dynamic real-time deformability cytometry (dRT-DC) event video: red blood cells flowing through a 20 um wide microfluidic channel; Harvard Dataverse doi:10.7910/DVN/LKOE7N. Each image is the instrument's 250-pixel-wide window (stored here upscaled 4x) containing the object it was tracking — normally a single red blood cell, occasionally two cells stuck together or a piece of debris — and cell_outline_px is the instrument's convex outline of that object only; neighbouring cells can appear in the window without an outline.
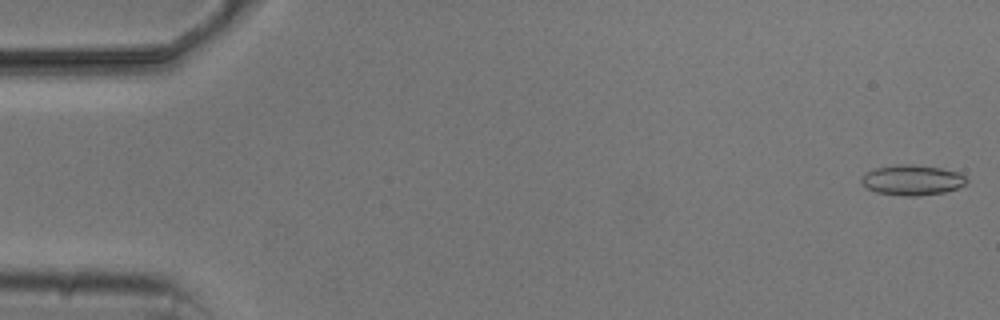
{"species": "common noctule bat (a hibernating species)", "species_latin": "Nyctalus noctula", "temperature_condition": "cold", "stored_images_in_passage": 4, "camera_frame_rate_fps": 3000, "um_per_image_px": 0.085, "animal": {"sex": "male", "body_mass_g": 20.5, "forearm_length_mm": 52.5}, "frame": {"image": 1, "passage_image": 1, "time_ms": 0.0, "image_size_px": [1000, 320], "cell_outline_px": [[968, 180], [964, 184], [956, 188], [944, 192], [920, 196], [904, 196], [876, 192], [868, 188], [860, 180], [860, 176], [876, 168], [900, 164], [912, 164], [940, 168], [960, 172]], "centroid_in_image_um": [77.54, 15.3], "position_along_channel_um": 7.5, "area_um2": 18.44}}
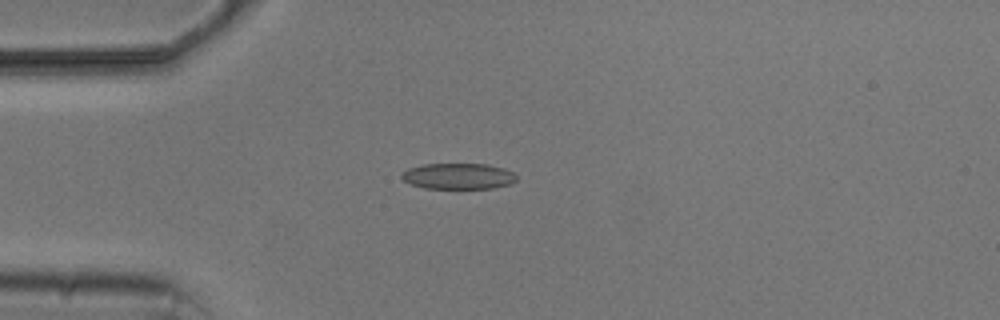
{"frame": {"image": 2, "passage_image": 4, "time_ms": 4.333, "image_size_px": [1000, 320], "cell_outline_px": [[516, 180], [512, 184], [492, 188], [424, 188], [412, 184], [404, 180], [400, 176], [408, 168], [424, 164], [484, 164], [504, 168], [512, 172], [516, 176]], "centroid_in_image_um": [38.97, 14.97], "position_along_channel_um": 46.0, "area_um2": 17.22}}